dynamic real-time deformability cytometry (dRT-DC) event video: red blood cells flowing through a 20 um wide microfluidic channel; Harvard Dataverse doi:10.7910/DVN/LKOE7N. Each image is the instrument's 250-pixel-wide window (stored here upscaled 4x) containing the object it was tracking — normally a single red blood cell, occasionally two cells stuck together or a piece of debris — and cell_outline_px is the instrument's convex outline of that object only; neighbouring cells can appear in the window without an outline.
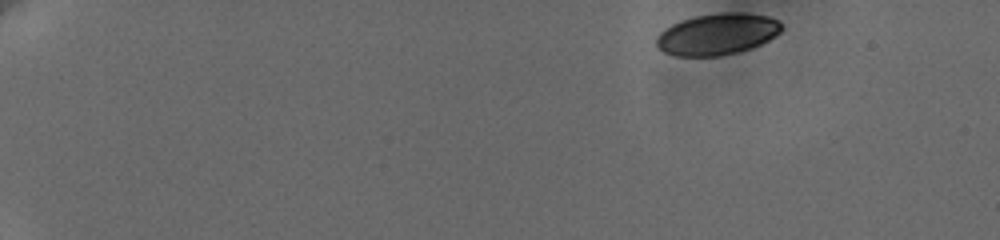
{"species": "human", "species_latin": "Homo sapiens", "temperature_condition": "cold", "stored_images_in_passage": 8, "camera_frame_rate_fps": 3000, "um_per_image_px": 0.085, "donor": {"sex": "female"}, "frame": {"image": 1, "passage_image": 1, "time_ms": 0.0, "image_size_px": [1000, 240], "cell_outline_px": [[784, 28], [780, 32], [768, 40], [752, 48], [720, 56], [676, 56], [664, 52], [656, 44], [656, 36], [660, 32], [672, 24], [680, 20], [696, 16], [720, 12], [740, 12], [768, 16], [776, 20]], "centroid_in_image_um": [60.95, 2.9], "position_along_channel_um": 24.0, "area_um2": 30.17}}
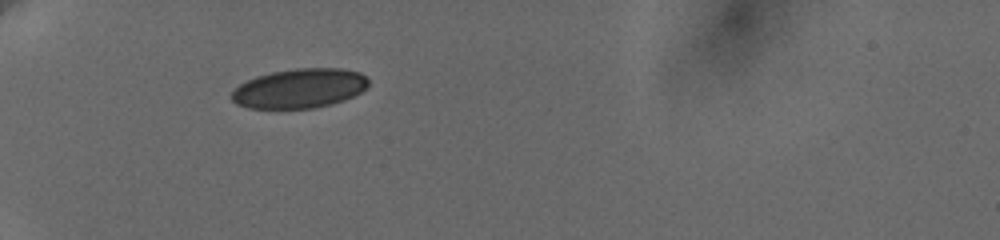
{"frame": {"image": 2, "passage_image": 6, "time_ms": 4.333, "image_size_px": [1000, 240], "cell_outline_px": [[368, 88], [344, 100], [332, 104], [312, 108], [248, 108], [236, 104], [228, 96], [240, 84], [256, 76], [272, 72], [296, 68], [340, 68], [360, 72], [368, 80]], "centroid_in_image_um": [25.45, 7.51], "position_along_channel_um": 59.6, "area_um2": 31.5}}